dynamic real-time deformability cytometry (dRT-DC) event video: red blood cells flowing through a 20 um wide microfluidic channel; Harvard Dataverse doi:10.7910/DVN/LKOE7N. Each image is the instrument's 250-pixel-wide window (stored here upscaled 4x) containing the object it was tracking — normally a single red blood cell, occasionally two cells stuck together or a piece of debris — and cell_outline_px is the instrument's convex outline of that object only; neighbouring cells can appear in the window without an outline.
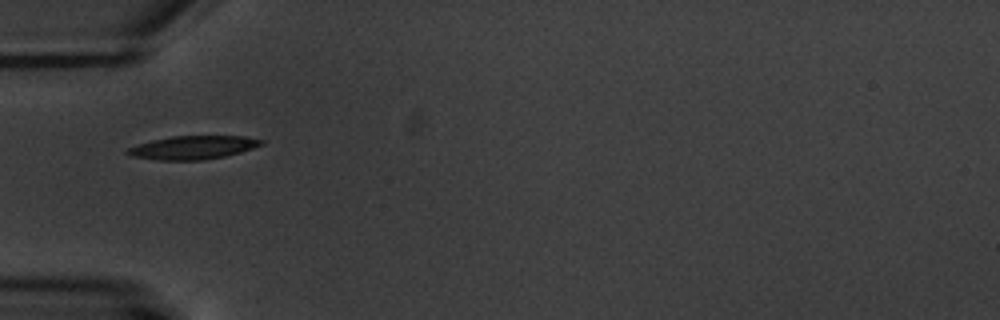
{"species": "common noctule bat (a hibernating species)", "species_latin": "Nyctalus noctula", "temperature_condition": "warm", "stored_images_in_passage": 2, "camera_frame_rate_fps": 3000, "um_per_image_px": 0.085, "animal": {"sex": "male", "body_mass_g": 20.1, "forearm_length_mm": 53.5}, "frame": {"image": 1, "passage_image": 1, "time_ms": 0.0, "image_size_px": [1000, 320], "cell_outline_px": [[264, 144], [240, 152], [224, 156], [204, 160], [156, 160], [132, 156], [124, 152], [128, 148], [152, 140], [172, 136], [244, 136], [264, 140]], "centroid_in_image_um": [16.4, 12.54], "position_along_channel_um": 68.6, "area_um2": 18.15}}